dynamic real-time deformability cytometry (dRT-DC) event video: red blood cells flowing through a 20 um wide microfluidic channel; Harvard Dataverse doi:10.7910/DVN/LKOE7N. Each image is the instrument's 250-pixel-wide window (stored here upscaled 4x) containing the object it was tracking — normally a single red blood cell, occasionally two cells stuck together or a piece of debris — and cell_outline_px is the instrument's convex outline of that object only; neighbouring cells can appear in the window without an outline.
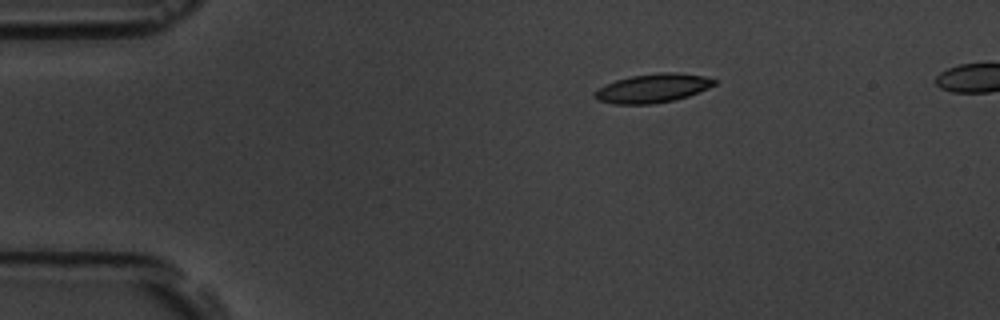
{"species": "common noctule bat (a hibernating species)", "species_latin": "Nyctalus noctula", "temperature_condition": "room temperature", "stored_images_in_passage": 6, "camera_frame_rate_fps": 3000, "um_per_image_px": 0.085, "animal": {"sex": "male", "body_mass_g": 19.5, "forearm_length_mm": 54.6}, "frame": {"image": 1, "passage_image": 6, "time_ms": 6.667, "image_size_px": [1000, 320], "cell_outline_px": [[720, 80], [716, 84], [708, 88], [688, 96], [672, 100], [652, 104], [612, 104], [596, 100], [592, 96], [600, 88], [616, 80], [632, 76], [660, 72], [676, 72], [704, 76]], "centroid_in_image_um": [55.51, 7.5], "position_along_channel_um": 29.5, "area_um2": 20.06}}